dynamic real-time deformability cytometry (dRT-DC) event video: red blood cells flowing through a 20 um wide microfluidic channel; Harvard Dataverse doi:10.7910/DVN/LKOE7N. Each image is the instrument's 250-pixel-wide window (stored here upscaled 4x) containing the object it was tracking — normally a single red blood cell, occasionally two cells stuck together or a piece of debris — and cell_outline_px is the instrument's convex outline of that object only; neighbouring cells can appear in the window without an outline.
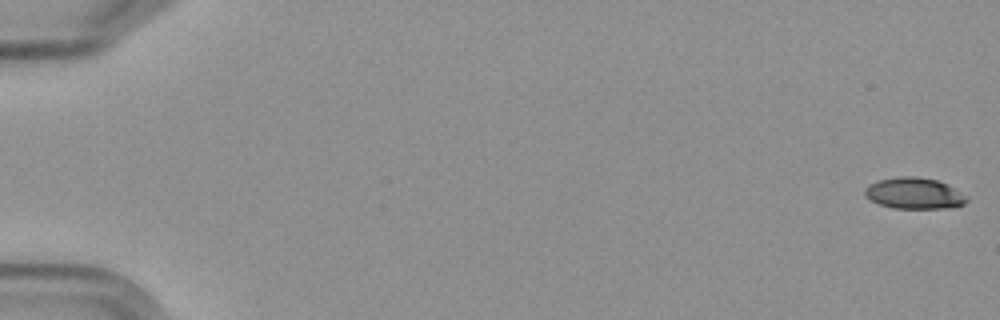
{"species": "Egyptian fruit bat (a non-hibernating species)", "species_latin": "Rousettus aegyptiacus", "temperature_condition": "cold", "stored_images_in_passage": 6, "camera_frame_rate_fps": 3000, "um_per_image_px": 0.085, "frame": {"image": 1, "passage_image": 1, "time_ms": 0.0, "image_size_px": [1000, 320], "cell_outline_px": [[968, 200], [964, 204], [944, 208], [892, 208], [880, 204], [864, 196], [864, 188], [880, 180], [900, 176], [912, 176], [936, 180], [948, 184], [968, 196]], "centroid_in_image_um": [77.73, 16.43], "position_along_channel_um": 7.3, "area_um2": 18.38}}
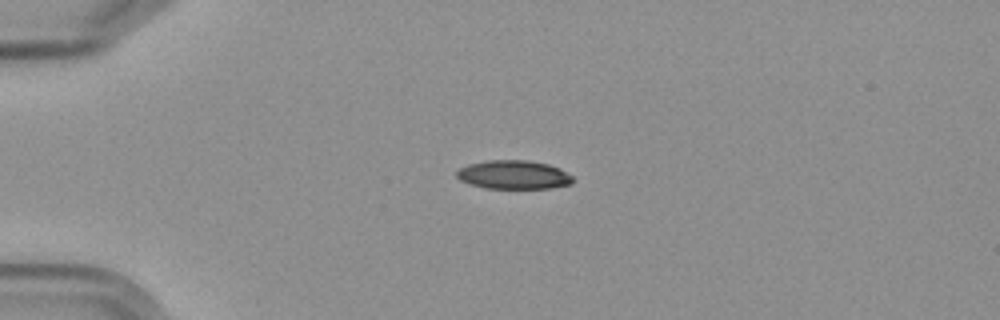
{"frame": {"image": 2, "passage_image": 5, "time_ms": 4.667, "image_size_px": [1000, 320], "cell_outline_px": [[572, 184], [552, 188], [484, 188], [468, 184], [460, 180], [456, 176], [456, 172], [460, 168], [468, 164], [488, 160], [528, 160], [548, 164], [560, 168], [572, 176]], "centroid_in_image_um": [43.64, 14.85], "position_along_channel_um": 41.4, "area_um2": 19.54}}